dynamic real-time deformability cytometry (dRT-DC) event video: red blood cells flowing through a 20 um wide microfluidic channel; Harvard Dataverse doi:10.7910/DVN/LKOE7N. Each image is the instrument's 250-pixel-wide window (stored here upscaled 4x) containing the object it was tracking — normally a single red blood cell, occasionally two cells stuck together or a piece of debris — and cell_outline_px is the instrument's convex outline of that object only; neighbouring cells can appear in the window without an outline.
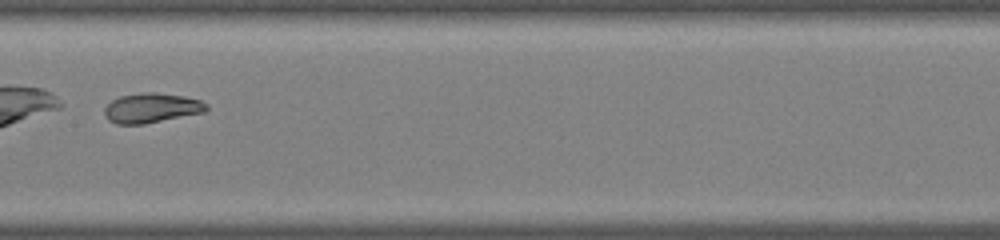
{"species": "common noctule bat (a hibernating species)", "species_latin": "Nyctalus noctula", "temperature_condition": "warm", "stored_images_in_passage": 47, "camera_frame_rate_fps": 3000, "um_per_image_px": 0.085, "animal": {"sex": "male", "body_mass_g": 19.0, "forearm_length_mm": 50.8}, "frame": {"image": 1, "passage_image": 24, "time_ms": 7.667, "image_size_px": [1000, 240], "cell_outline_px": [[208, 108], [204, 112], [144, 124], [116, 124], [108, 120], [104, 116], [104, 108], [112, 100], [120, 96], [144, 92], [156, 92], [184, 96], [200, 100], [208, 104]], "centroid_in_image_um": [12.86, 9.17], "position_along_channel_um": 194.5, "area_um2": 17.69}}
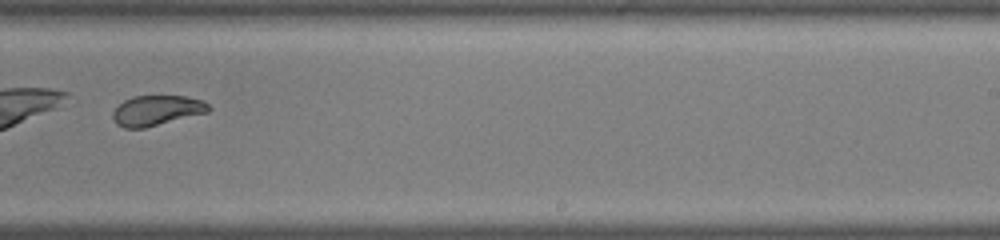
{"frame": {"image": 2, "passage_image": 30, "time_ms": 9.667, "image_size_px": [1000, 240], "cell_outline_px": [[212, 108], [208, 112], [144, 128], [124, 128], [116, 124], [112, 116], [112, 112], [124, 100], [132, 96], [184, 96], [204, 100]], "centroid_in_image_um": [13.32, 9.38], "position_along_channel_um": 275.7, "area_um2": 16.82}}
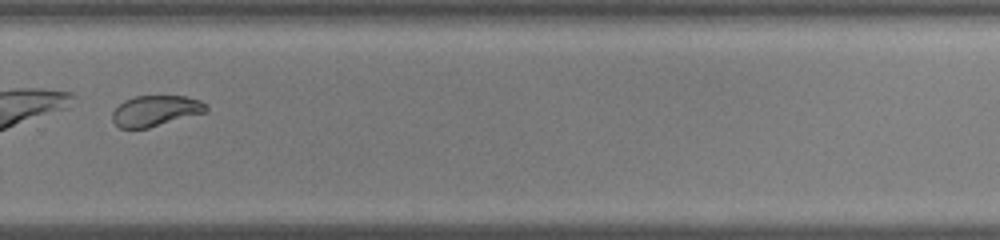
{"frame": {"image": 3, "passage_image": 33, "time_ms": 10.667, "image_size_px": [1000, 240], "cell_outline_px": [[208, 112], [148, 128], [120, 128], [112, 120], [112, 112], [124, 100], [136, 96], [184, 96], [200, 100], [208, 104]], "centroid_in_image_um": [13.26, 9.42], "position_along_channel_um": 316.5, "area_um2": 16.88}}